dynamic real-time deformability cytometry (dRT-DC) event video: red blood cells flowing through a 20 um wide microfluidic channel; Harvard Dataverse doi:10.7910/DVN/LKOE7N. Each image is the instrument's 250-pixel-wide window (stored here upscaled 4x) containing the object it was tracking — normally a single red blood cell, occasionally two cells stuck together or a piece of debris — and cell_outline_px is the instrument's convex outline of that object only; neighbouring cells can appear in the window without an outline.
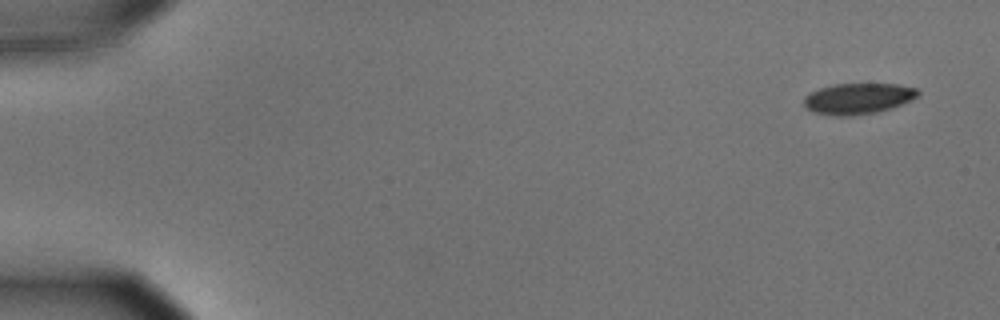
{"species": "common noctule bat (a hibernating species)", "species_latin": "Nyctalus noctula", "temperature_condition": "cold", "stored_images_in_passage": 54, "camera_frame_rate_fps": 3000, "um_per_image_px": 0.085, "animal": {"sex": "male", "body_mass_g": 15.6}, "frame": {"image": 1, "passage_image": 1, "time_ms": 0.0, "image_size_px": [1000, 320], "cell_outline_px": [[920, 92], [916, 96], [892, 108], [876, 112], [848, 116], [840, 116], [812, 112], [804, 108], [804, 96], [808, 92], [832, 84], [900, 84], [916, 88]], "centroid_in_image_um": [72.87, 8.37], "position_along_channel_um": 12.1, "area_um2": 20.52}}
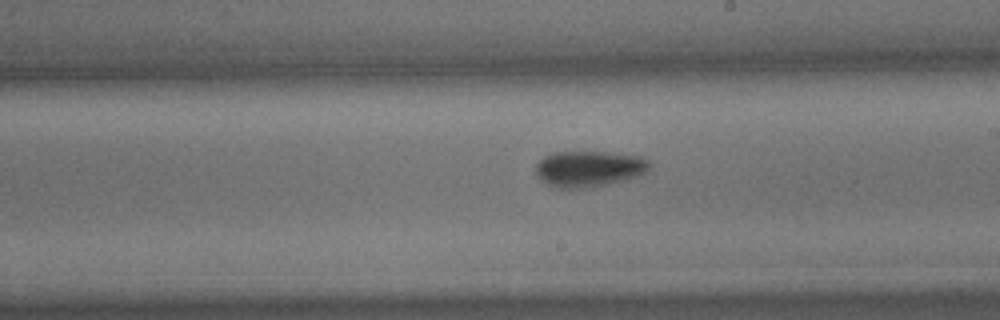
{"frame": {"image": 2, "passage_image": 31, "time_ms": 10.0, "image_size_px": [1000, 320], "cell_outline_px": [[652, 164], [648, 172], [640, 176], [628, 180], [596, 188], [560, 188], [548, 184], [540, 180], [536, 172], [536, 164], [544, 156], [552, 152], [608, 152], [640, 156], [648, 160]], "centroid_in_image_um": [50.13, 14.36], "position_along_channel_um": 238.9, "area_um2": 24.45}}
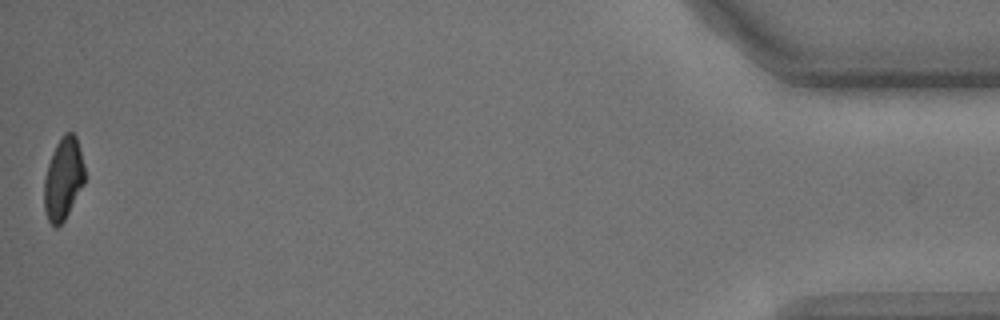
{"frame": {"image": 3, "passage_image": 54, "time_ms": 17.667, "image_size_px": [1000, 320], "cell_outline_px": [[84, 184], [64, 220], [56, 228], [48, 220], [44, 208], [44, 180], [48, 164], [56, 144], [60, 136], [64, 132], [72, 132], [76, 136], [84, 168]], "centroid_in_image_um": [5.37, 15.18], "position_along_channel_um": 429.8, "area_um2": 19.19}, "authors_computed_cell_mechanics": {"area_um2": 22.3397, "velocity_mm_per_s": 3.6104, "shape_relaxation_time_tau1_ms": 3.695, "shape_relaxation_time_tau2_ms": null, "deformation_change_tau1": 0.0974, "deformation_change_tau2": null}}